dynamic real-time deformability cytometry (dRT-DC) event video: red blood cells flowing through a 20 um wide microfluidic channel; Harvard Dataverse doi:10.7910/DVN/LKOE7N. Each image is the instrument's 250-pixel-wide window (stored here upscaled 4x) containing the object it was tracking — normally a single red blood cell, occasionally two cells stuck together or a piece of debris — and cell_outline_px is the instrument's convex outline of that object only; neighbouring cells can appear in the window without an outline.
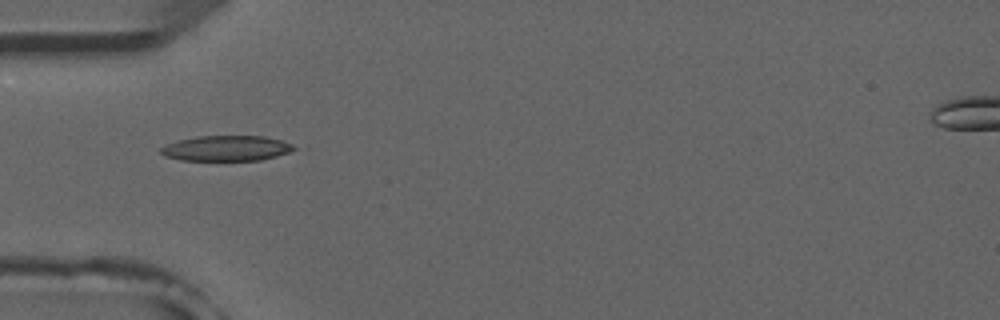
{"species": "common noctule bat (a hibernating species)", "species_latin": "Nyctalus noctula", "temperature_condition": "room temperature", "stored_images_in_passage": 8, "camera_frame_rate_fps": 3000, "um_per_image_px": 0.085, "animal": {"sex": "male", "forearm_length_mm": 52.5}, "frame": {"image": 1, "passage_image": 5, "time_ms": 4.667, "image_size_px": [1000, 320], "cell_outline_px": [[296, 148], [288, 152], [276, 156], [260, 160], [180, 160], [164, 156], [160, 152], [160, 148], [168, 144], [180, 140], [196, 136], [264, 136], [280, 140], [292, 144]], "centroid_in_image_um": [19.23, 12.6], "position_along_channel_um": 65.8, "area_um2": 19.48}}
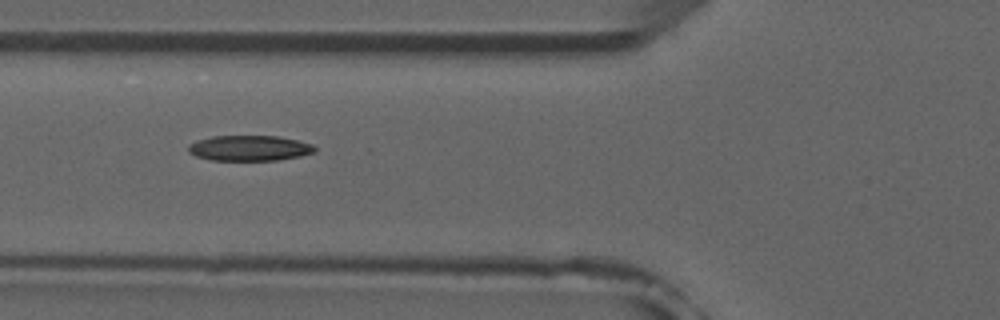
{"frame": {"image": 2, "passage_image": 6, "time_ms": 5.667, "image_size_px": [1000, 320], "cell_outline_px": [[316, 152], [300, 156], [280, 160], [212, 160], [196, 156], [188, 152], [188, 144], [196, 140], [212, 136], [276, 136], [296, 140], [312, 144], [316, 148]], "centroid_in_image_um": [21.19, 12.59], "position_along_channel_um": 104.6, "area_um2": 18.79}}
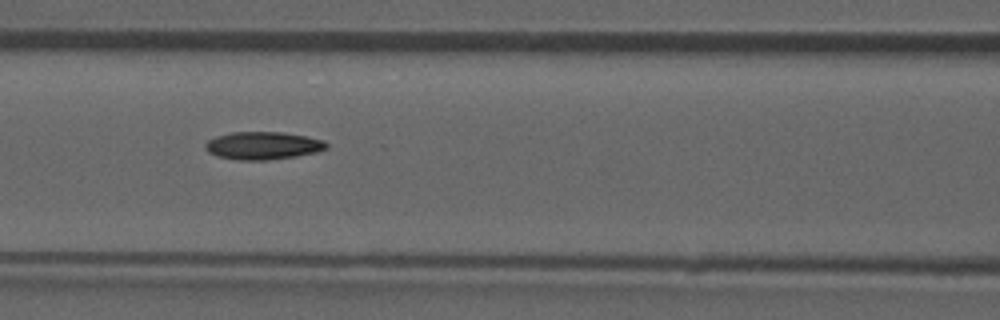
{"frame": {"image": 3, "passage_image": 7, "time_ms": 6.667, "image_size_px": [1000, 320], "cell_outline_px": [[328, 148], [316, 152], [296, 156], [268, 160], [240, 160], [216, 156], [208, 152], [204, 148], [204, 144], [208, 140], [216, 136], [232, 132], [280, 132], [304, 136], [324, 140], [328, 144]], "centroid_in_image_um": [22.32, 12.38], "position_along_channel_um": 144.3, "area_um2": 19.59}}